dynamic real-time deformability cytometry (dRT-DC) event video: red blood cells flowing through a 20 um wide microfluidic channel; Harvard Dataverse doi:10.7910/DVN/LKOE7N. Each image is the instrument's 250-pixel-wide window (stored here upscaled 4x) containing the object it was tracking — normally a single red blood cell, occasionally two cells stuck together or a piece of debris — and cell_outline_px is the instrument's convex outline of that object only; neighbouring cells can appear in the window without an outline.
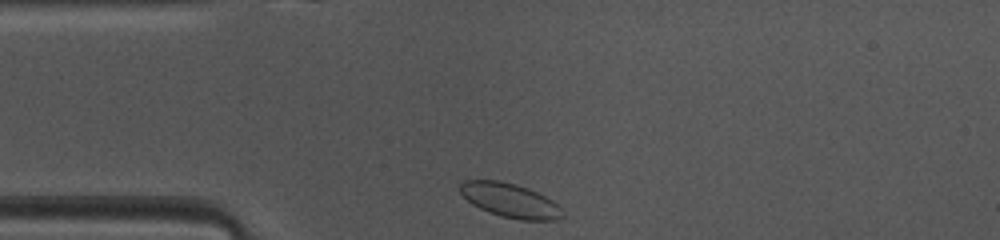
{"species": "common noctule bat (a hibernating species)", "species_latin": "Nyctalus noctula", "temperature_condition": "warm", "stored_images_in_passage": 38, "camera_frame_rate_fps": 3000, "um_per_image_px": 0.085, "animal": {"sex": "female", "body_mass_g": 10.0, "forearm_length_mm": 53.1}, "frame": {"image": 1, "passage_image": 1, "time_ms": 0.0, "image_size_px": [1000, 240], "cell_outline_px": [[564, 216], [556, 220], [520, 220], [500, 216], [488, 212], [472, 204], [460, 192], [460, 184], [464, 180], [500, 180], [516, 184], [528, 188], [552, 200], [560, 208]], "centroid_in_image_um": [43.34, 17.03], "position_along_channel_um": 41.7, "area_um2": 20.29}}
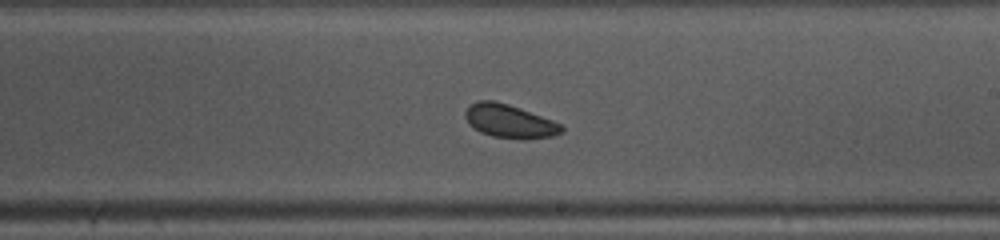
{"frame": {"image": 2, "passage_image": 17, "time_ms": 5.333, "image_size_px": [1000, 240], "cell_outline_px": [[564, 132], [552, 136], [524, 140], [492, 136], [480, 132], [468, 124], [464, 116], [464, 112], [468, 104], [476, 100], [492, 100], [508, 104], [520, 108], [552, 120], [560, 124], [564, 128]], "centroid_in_image_um": [43.27, 10.3], "position_along_channel_um": 245.7, "area_um2": 19.02}}
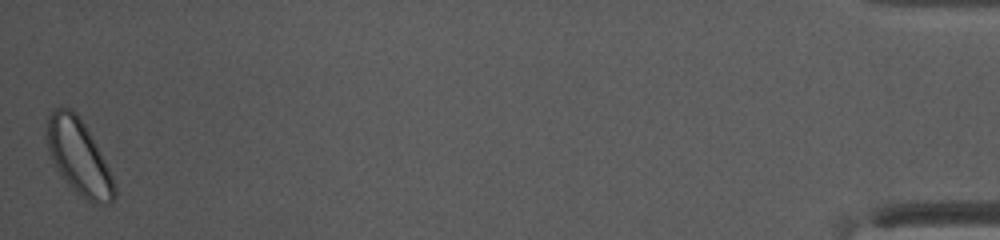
{"frame": {"image": 3, "passage_image": 38, "time_ms": 12.333, "image_size_px": [1000, 240], "cell_outline_px": [[116, 196], [108, 204], [92, 204], [80, 196], [68, 184], [56, 168], [48, 152], [48, 116], [56, 108], [72, 108], [80, 116], [104, 160], [112, 176], [116, 188]], "centroid_in_image_um": [6.71, 13.38], "position_along_channel_um": 428.5, "area_um2": 29.13}, "authors_computed_cell_mechanics": {"area_um2": 19.2185, "velocity_mm_per_s": 4.0664, "shape_relaxation_time_tau1_ms": null, "shape_relaxation_time_tau2_ms": 10.4168, "deformation_change_tau1": null, "deformation_change_tau2": 0.1402}}